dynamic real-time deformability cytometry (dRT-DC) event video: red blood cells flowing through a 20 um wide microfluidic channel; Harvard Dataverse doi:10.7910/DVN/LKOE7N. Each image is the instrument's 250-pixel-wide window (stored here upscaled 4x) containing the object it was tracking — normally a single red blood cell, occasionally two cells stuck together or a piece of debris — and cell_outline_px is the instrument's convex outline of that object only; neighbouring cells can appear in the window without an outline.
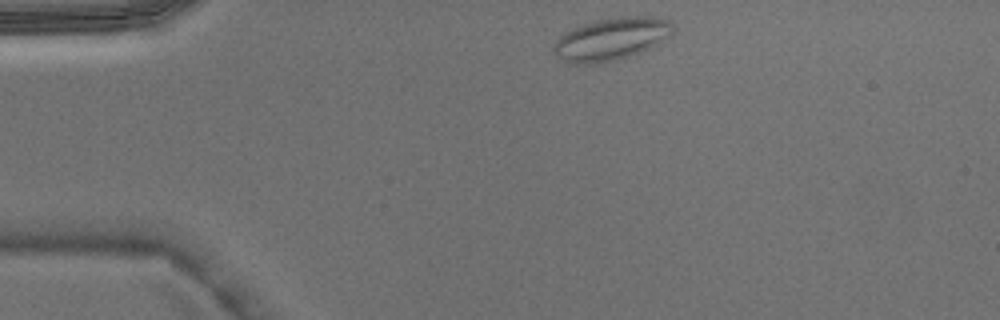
{"species": "Egyptian fruit bat (a non-hibernating species)", "species_latin": "Rousettus aegyptiacus", "temperature_condition": "warm", "stored_images_in_passage": 2, "camera_frame_rate_fps": 3000, "um_per_image_px": 0.085, "animal": {"sex": "male"}, "frame": {"image": 1, "passage_image": 1, "time_ms": 0.0, "image_size_px": [1000, 320], "cell_outline_px": [[676, 28], [672, 36], [640, 52], [616, 60], [596, 64], [576, 64], [564, 60], [556, 56], [552, 52], [552, 48], [556, 40], [564, 32], [580, 24], [592, 20], [624, 16], [648, 16], [668, 20], [676, 24]], "centroid_in_image_um": [51.97, 3.3], "position_along_channel_um": 33.0, "area_um2": 30.0}}